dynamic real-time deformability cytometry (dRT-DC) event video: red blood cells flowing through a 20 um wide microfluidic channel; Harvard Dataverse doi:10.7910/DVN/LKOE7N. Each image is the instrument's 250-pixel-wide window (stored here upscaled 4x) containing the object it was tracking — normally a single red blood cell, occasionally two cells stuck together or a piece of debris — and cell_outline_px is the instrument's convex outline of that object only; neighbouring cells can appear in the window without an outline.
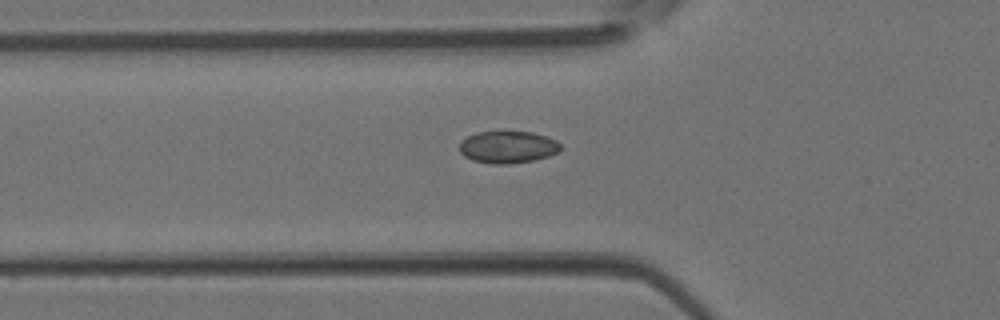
{"species": "Egyptian fruit bat (a non-hibernating species)", "species_latin": "Rousettus aegyptiacus", "temperature_condition": "room temperature", "stored_images_in_passage": 31, "camera_frame_rate_fps": 3000, "um_per_image_px": 0.085, "animal": {"sex": "female"}, "frame": {"image": 1, "passage_image": 7, "time_ms": 2.0, "image_size_px": [1000, 320], "cell_outline_px": [[560, 148], [556, 152], [548, 156], [536, 160], [508, 164], [492, 164], [472, 160], [464, 156], [460, 152], [460, 140], [476, 132], [532, 132], [556, 140], [560, 144]], "centroid_in_image_um": [43.13, 12.51], "position_along_channel_um": 82.7, "area_um2": 18.84}}
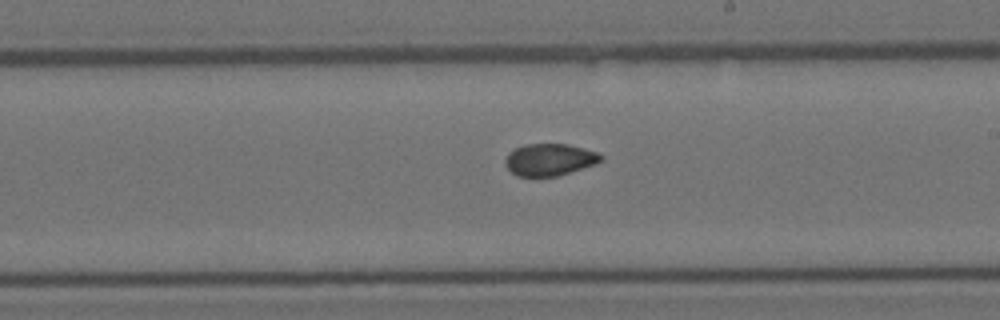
{"frame": {"image": 2, "passage_image": 17, "time_ms": 5.333, "image_size_px": [1000, 320], "cell_outline_px": [[604, 160], [596, 164], [556, 176], [516, 176], [504, 164], [504, 160], [508, 152], [516, 148], [528, 144], [568, 144], [584, 148], [596, 152], [604, 156]], "centroid_in_image_um": [46.72, 13.56], "position_along_channel_um": 242.3, "area_um2": 17.86}}
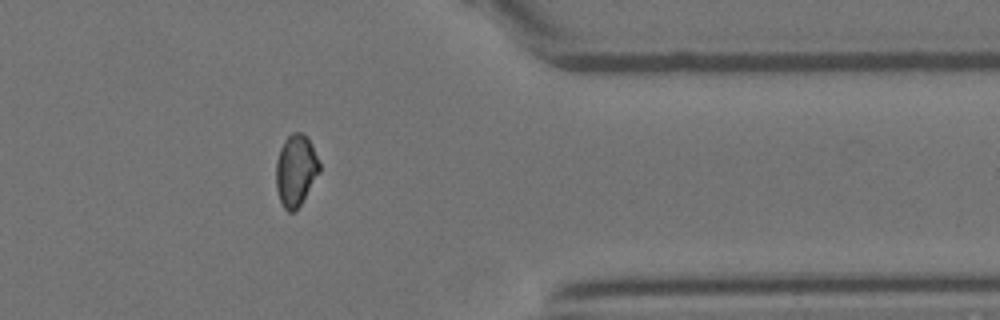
{"frame": {"image": 3, "passage_image": 27, "time_ms": 8.667, "image_size_px": [1000, 320], "cell_outline_px": [[320, 172], [300, 204], [292, 212], [288, 212], [284, 208], [280, 200], [276, 188], [276, 160], [280, 148], [284, 140], [292, 132], [304, 132], [312, 144], [320, 164]], "centroid_in_image_um": [25.14, 14.44], "position_along_channel_um": 386.3, "area_um2": 18.09}}